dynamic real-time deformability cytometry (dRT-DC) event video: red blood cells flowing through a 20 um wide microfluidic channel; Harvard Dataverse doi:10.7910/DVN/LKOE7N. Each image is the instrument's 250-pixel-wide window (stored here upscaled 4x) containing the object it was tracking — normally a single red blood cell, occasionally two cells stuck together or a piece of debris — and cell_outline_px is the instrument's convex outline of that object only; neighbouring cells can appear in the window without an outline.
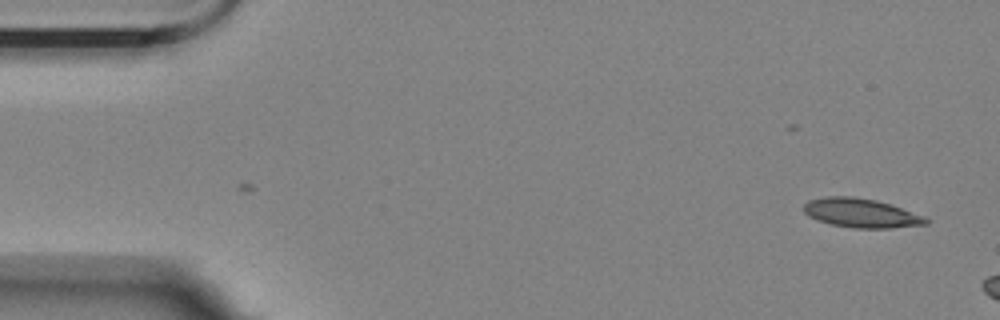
{"species": "Egyptian fruit bat (a non-hibernating species)", "species_latin": "Rousettus aegyptiacus", "temperature_condition": "room temperature", "stored_images_in_passage": 7, "camera_frame_rate_fps": 3000, "um_per_image_px": 0.085, "animal": {"sex": "female"}, "frame": {"image": 1, "passage_image": 1, "time_ms": 0.0, "image_size_px": [1000, 320], "cell_outline_px": [[932, 220], [928, 224], [888, 228], [856, 228], [832, 224], [816, 220], [808, 216], [804, 212], [804, 204], [808, 200], [828, 196], [852, 196], [876, 200], [924, 216]], "centroid_in_image_um": [73.18, 18.11], "position_along_channel_um": 11.8, "area_um2": 20.58}}